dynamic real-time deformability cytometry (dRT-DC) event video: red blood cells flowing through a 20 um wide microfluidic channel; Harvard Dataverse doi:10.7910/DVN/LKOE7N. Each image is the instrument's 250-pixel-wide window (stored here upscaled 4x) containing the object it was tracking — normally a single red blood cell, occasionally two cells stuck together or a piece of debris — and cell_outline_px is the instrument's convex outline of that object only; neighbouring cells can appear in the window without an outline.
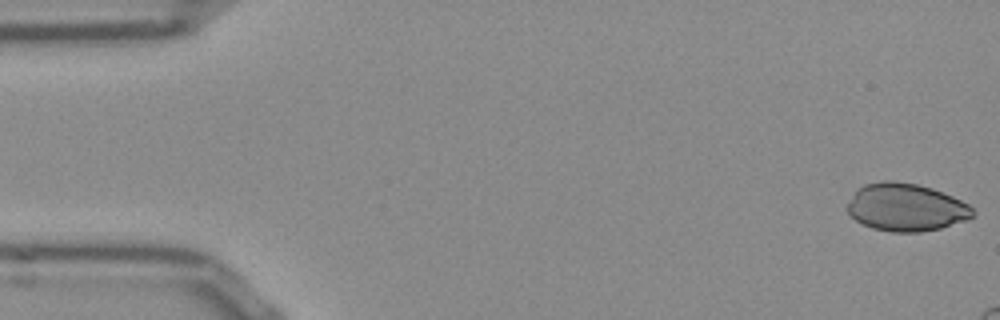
{"species": "Egyptian fruit bat (a non-hibernating species)", "species_latin": "Rousettus aegyptiacus", "temperature_condition": "room temperature", "stored_images_in_passage": 13, "camera_frame_rate_fps": 3000, "um_per_image_px": 0.085, "frame": {"image": 1, "passage_image": 1, "time_ms": 0.0, "image_size_px": [1000, 320], "cell_outline_px": [[976, 212], [972, 216], [964, 220], [940, 228], [920, 232], [892, 232], [872, 228], [856, 220], [848, 212], [848, 204], [852, 196], [864, 184], [880, 180], [892, 180], [916, 184], [932, 188], [952, 196], [968, 204]], "centroid_in_image_um": [77.01, 17.61], "position_along_channel_um": 8.0, "area_um2": 34.56}}